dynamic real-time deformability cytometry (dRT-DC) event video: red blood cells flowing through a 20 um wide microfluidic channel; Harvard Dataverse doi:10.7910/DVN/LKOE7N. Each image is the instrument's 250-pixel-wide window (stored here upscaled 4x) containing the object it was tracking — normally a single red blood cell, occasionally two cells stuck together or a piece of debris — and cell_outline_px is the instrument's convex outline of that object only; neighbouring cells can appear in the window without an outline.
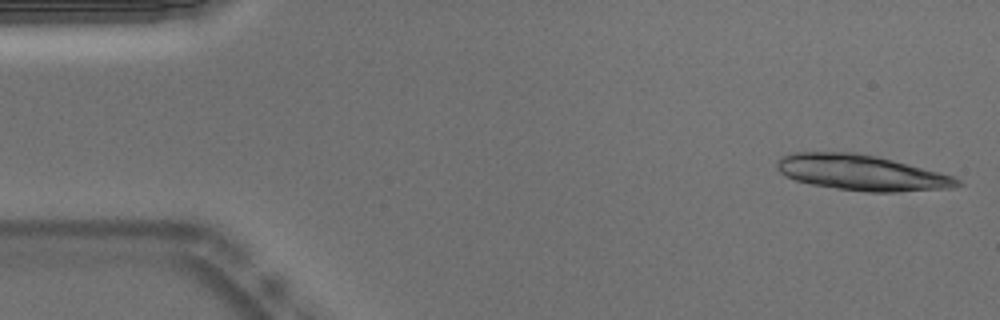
{"species": "Egyptian fruit bat (a non-hibernating species)", "species_latin": "Rousettus aegyptiacus", "temperature_condition": "warm", "stored_images_in_passage": 19, "camera_frame_rate_fps": 3000, "um_per_image_px": 0.085, "animal": {"sex": "male"}, "frame": {"image": 1, "passage_image": 1, "time_ms": 0.0, "image_size_px": [1000, 320], "cell_outline_px": [[964, 184], [956, 188], [892, 192], [868, 192], [836, 188], [812, 184], [796, 180], [784, 176], [776, 168], [776, 164], [784, 156], [792, 152], [852, 152], [876, 156], [956, 176]], "centroid_in_image_um": [73.28, 14.68], "position_along_channel_um": 11.7, "area_um2": 37.4}}